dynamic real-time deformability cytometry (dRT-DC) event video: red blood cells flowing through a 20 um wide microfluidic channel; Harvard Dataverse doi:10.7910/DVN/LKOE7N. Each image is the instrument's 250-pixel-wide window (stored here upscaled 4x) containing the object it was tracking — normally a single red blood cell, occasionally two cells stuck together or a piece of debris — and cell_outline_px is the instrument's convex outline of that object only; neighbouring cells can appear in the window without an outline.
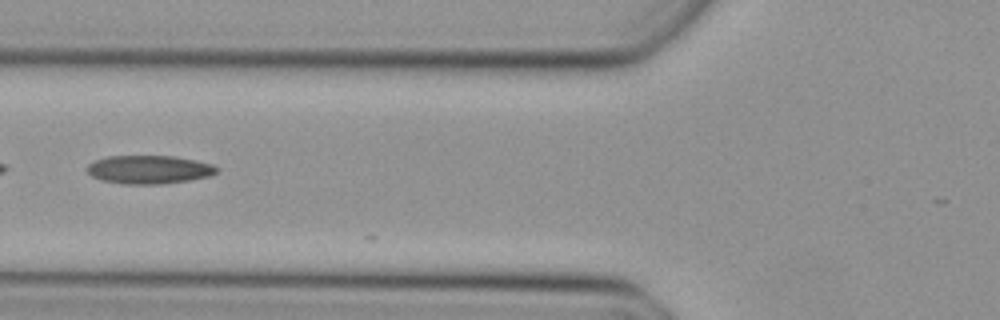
{"species": "Egyptian fruit bat (a non-hibernating species)", "species_latin": "Rousettus aegyptiacus", "temperature_condition": "cold", "stored_images_in_passage": 9, "camera_frame_rate_fps": 3000, "um_per_image_px": 0.085, "animal": {"sex": "female"}, "frame": {"image": 1, "passage_image": 7, "time_ms": 2.0, "image_size_px": [1000, 320], "cell_outline_px": [[220, 168], [216, 172], [208, 176], [188, 180], [164, 184], [120, 184], [100, 180], [92, 176], [84, 168], [88, 164], [96, 160], [108, 156], [176, 156], [196, 160], [212, 164]], "centroid_in_image_um": [12.64, 14.41], "position_along_channel_um": 113.2, "area_um2": 21.62}}